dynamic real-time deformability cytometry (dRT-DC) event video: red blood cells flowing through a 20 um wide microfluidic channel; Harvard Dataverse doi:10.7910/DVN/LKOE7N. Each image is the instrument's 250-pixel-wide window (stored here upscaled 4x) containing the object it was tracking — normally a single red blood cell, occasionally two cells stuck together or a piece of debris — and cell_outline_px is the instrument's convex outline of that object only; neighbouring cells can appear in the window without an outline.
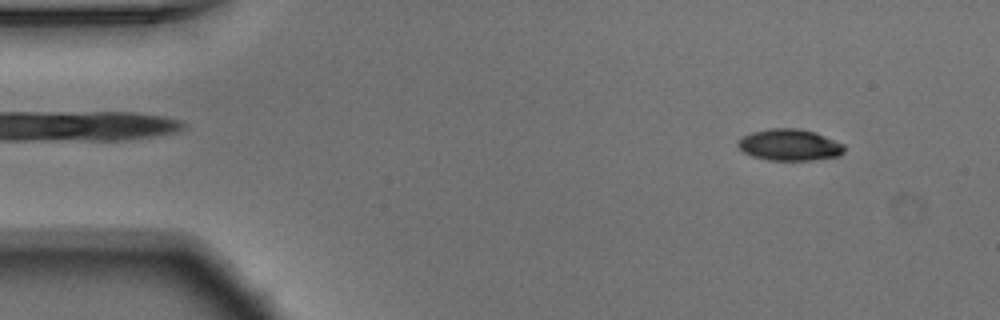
{"species": "Egyptian fruit bat (a non-hibernating species)", "species_latin": "Rousettus aegyptiacus", "temperature_condition": "warm", "stored_images_in_passage": 53, "camera_frame_rate_fps": 3000, "um_per_image_px": 0.085, "animal": {"sex": "male"}, "frame": {"image": 1, "passage_image": 5, "time_ms": 1.333, "image_size_px": [1000, 320], "cell_outline_px": [[844, 152], [840, 156], [812, 160], [768, 160], [752, 156], [744, 152], [736, 144], [744, 136], [752, 132], [768, 128], [800, 128], [816, 132], [844, 144]], "centroid_in_image_um": [67.14, 12.31], "position_along_channel_um": 17.9, "area_um2": 19.59}}
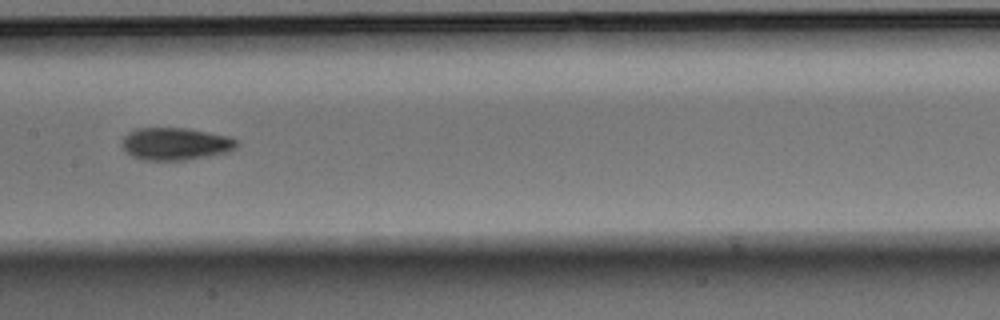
{"frame": {"image": 2, "passage_image": 26, "time_ms": 8.333, "image_size_px": [1000, 320], "cell_outline_px": [[240, 144], [236, 148], [228, 152], [188, 160], [144, 160], [132, 156], [124, 148], [124, 136], [128, 132], [136, 128], [184, 128], [208, 132], [228, 136], [236, 140]], "centroid_in_image_um": [14.95, 12.23], "position_along_channel_um": 192.4, "area_um2": 21.56}}
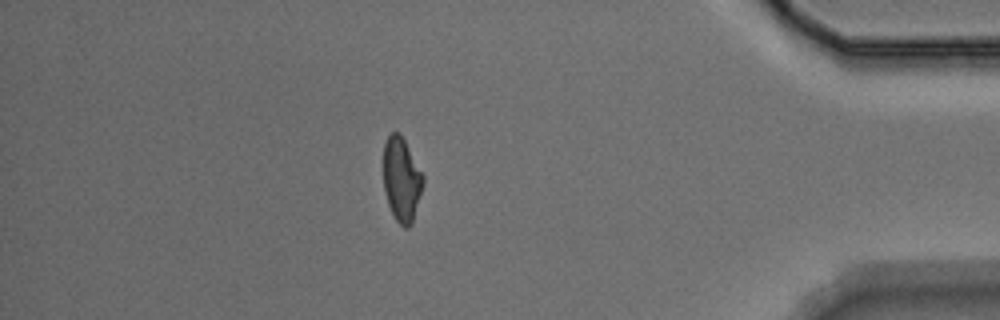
{"frame": {"image": 3, "passage_image": 46, "time_ms": 15.0, "image_size_px": [1000, 320], "cell_outline_px": [[424, 184], [412, 224], [408, 228], [404, 228], [396, 220], [388, 204], [384, 188], [384, 144], [388, 136], [392, 132], [400, 132], [424, 176]], "centroid_in_image_um": [34.15, 15.26], "position_along_channel_um": 401.1, "area_um2": 19.42}, "authors_computed_cell_mechanics": {"area_um2": 20.1144, "velocity_mm_per_s": 3.7585, "shape_relaxation_time_tau1_ms": 3.648, "shape_relaxation_time_tau2_ms": 2.6917, "deformation_change_tau1": 0.1415, "deformation_change_tau2": 0.0851}}